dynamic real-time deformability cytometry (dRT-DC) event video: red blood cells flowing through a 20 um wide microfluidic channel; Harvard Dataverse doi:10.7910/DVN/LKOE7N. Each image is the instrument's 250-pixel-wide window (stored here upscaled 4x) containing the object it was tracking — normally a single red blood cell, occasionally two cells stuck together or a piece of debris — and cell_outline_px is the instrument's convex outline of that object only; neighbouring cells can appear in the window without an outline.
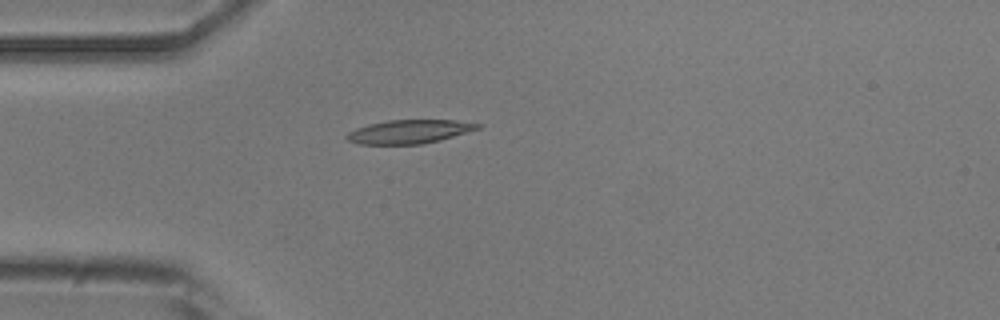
{"species": "common noctule bat (a hibernating species)", "species_latin": "Nyctalus noctula", "temperature_condition": "room temperature", "stored_images_in_passage": 5, "camera_frame_rate_fps": 3000, "um_per_image_px": 0.085, "animal": {"sex": "male", "body_mass_g": 20.5, "forearm_length_mm": 52.5}, "frame": {"image": 1, "passage_image": 5, "time_ms": 4.667, "image_size_px": [1000, 320], "cell_outline_px": [[480, 128], [440, 140], [420, 144], [360, 144], [348, 140], [344, 136], [348, 132], [356, 128], [368, 124], [388, 120], [456, 120], [480, 124]], "centroid_in_image_um": [34.75, 11.18], "position_along_channel_um": 50.2, "area_um2": 17.92}}